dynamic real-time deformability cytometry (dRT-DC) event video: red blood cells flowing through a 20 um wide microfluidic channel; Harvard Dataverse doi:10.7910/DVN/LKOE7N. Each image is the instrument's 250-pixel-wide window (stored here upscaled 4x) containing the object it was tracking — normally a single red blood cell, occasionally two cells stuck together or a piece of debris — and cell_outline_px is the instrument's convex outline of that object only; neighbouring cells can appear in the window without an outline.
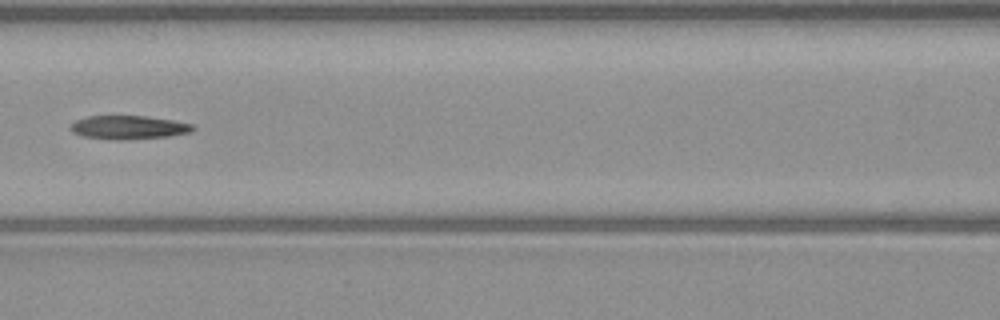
{"species": "common noctule bat (a hibernating species)", "species_latin": "Nyctalus noctula", "temperature_condition": "warm", "stored_images_in_passage": 6, "camera_frame_rate_fps": 3000, "um_per_image_px": 0.085, "animal": {"sex": "male", "body_mass_g": 23.1, "forearm_length_mm": 52.7}, "frame": {"image": 1, "passage_image": 5, "time_ms": 5.0, "image_size_px": [1000, 320], "cell_outline_px": [[196, 128], [192, 132], [168, 136], [124, 140], [116, 140], [84, 136], [72, 132], [68, 128], [76, 120], [88, 116], [148, 116], [172, 120], [192, 124]], "centroid_in_image_um": [10.94, 10.83], "position_along_channel_um": 155.7, "area_um2": 16.82}}
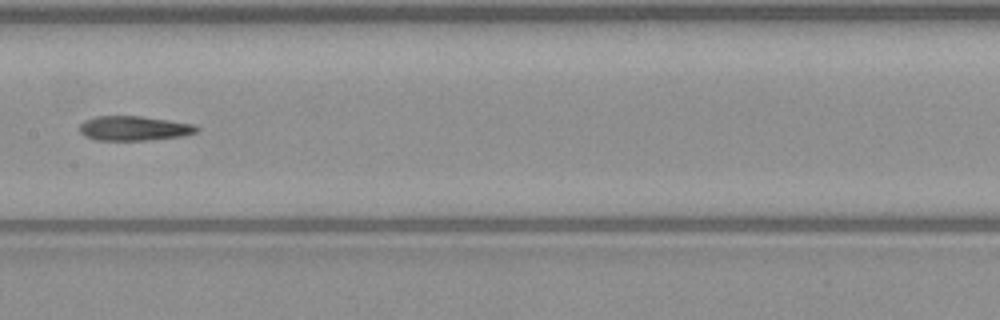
{"frame": {"image": 2, "passage_image": 6, "time_ms": 6.0, "image_size_px": [1000, 320], "cell_outline_px": [[200, 128], [196, 132], [180, 136], [144, 140], [96, 140], [84, 136], [80, 132], [80, 124], [84, 120], [96, 116], [140, 116], [196, 124]], "centroid_in_image_um": [11.37, 10.9], "position_along_channel_um": 196.0, "area_um2": 16.7}}